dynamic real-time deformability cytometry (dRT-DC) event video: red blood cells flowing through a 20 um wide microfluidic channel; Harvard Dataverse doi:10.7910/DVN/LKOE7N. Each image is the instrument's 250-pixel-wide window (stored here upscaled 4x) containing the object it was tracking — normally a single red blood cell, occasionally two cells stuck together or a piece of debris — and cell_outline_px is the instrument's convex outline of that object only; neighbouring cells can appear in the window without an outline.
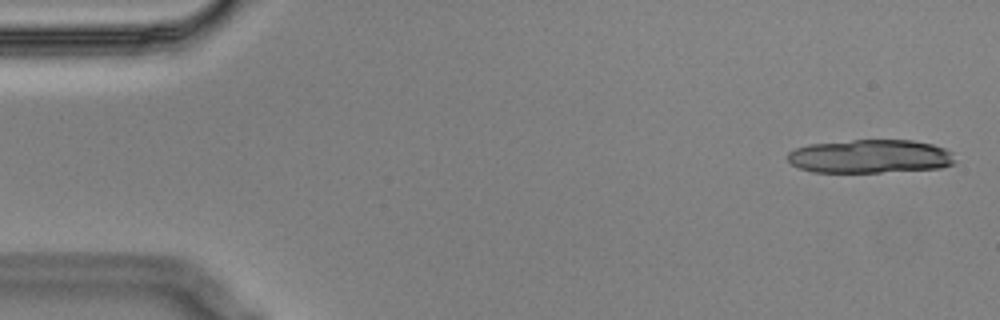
{"species": "Egyptian fruit bat (a non-hibernating species)", "species_latin": "Rousettus aegyptiacus", "temperature_condition": "cold", "stored_images_in_passage": 15, "camera_frame_rate_fps": 3000, "um_per_image_px": 0.085, "animal": {"sex": "male"}, "frame": {"image": 1, "passage_image": 2, "time_ms": 0.333, "image_size_px": [1000, 320], "cell_outline_px": [[956, 164], [940, 168], [880, 172], [812, 172], [800, 168], [792, 164], [788, 160], [788, 152], [796, 148], [808, 144], [852, 140], [912, 140], [932, 144], [944, 148], [952, 152], [956, 160]], "centroid_in_image_um": [73.99, 13.29], "position_along_channel_um": 11.0, "area_um2": 32.89}}